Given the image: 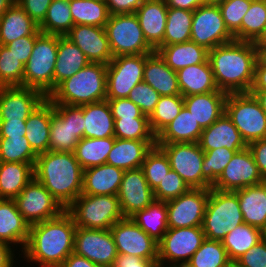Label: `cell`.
Listing matches in <instances>:
<instances>
[{
  "label": "cell",
  "mask_w": 266,
  "mask_h": 267,
  "mask_svg": "<svg viewBox=\"0 0 266 267\" xmlns=\"http://www.w3.org/2000/svg\"><path fill=\"white\" fill-rule=\"evenodd\" d=\"M80 140L71 128V105L51 102L49 151L74 152Z\"/></svg>",
  "instance_id": "cell-24"
},
{
  "label": "cell",
  "mask_w": 266,
  "mask_h": 267,
  "mask_svg": "<svg viewBox=\"0 0 266 267\" xmlns=\"http://www.w3.org/2000/svg\"><path fill=\"white\" fill-rule=\"evenodd\" d=\"M146 54L119 55L107 64L106 99L127 98L143 81Z\"/></svg>",
  "instance_id": "cell-12"
},
{
  "label": "cell",
  "mask_w": 266,
  "mask_h": 267,
  "mask_svg": "<svg viewBox=\"0 0 266 267\" xmlns=\"http://www.w3.org/2000/svg\"><path fill=\"white\" fill-rule=\"evenodd\" d=\"M198 144L203 151L220 147L242 150L248 146L226 113H223L209 127L203 129Z\"/></svg>",
  "instance_id": "cell-23"
},
{
  "label": "cell",
  "mask_w": 266,
  "mask_h": 267,
  "mask_svg": "<svg viewBox=\"0 0 266 267\" xmlns=\"http://www.w3.org/2000/svg\"><path fill=\"white\" fill-rule=\"evenodd\" d=\"M256 48V64L255 66L266 67V46H255Z\"/></svg>",
  "instance_id": "cell-69"
},
{
  "label": "cell",
  "mask_w": 266,
  "mask_h": 267,
  "mask_svg": "<svg viewBox=\"0 0 266 267\" xmlns=\"http://www.w3.org/2000/svg\"><path fill=\"white\" fill-rule=\"evenodd\" d=\"M252 0H226L218 5L225 25L235 40L240 41V27Z\"/></svg>",
  "instance_id": "cell-53"
},
{
  "label": "cell",
  "mask_w": 266,
  "mask_h": 267,
  "mask_svg": "<svg viewBox=\"0 0 266 267\" xmlns=\"http://www.w3.org/2000/svg\"><path fill=\"white\" fill-rule=\"evenodd\" d=\"M84 138L115 137L114 118L107 99L83 105Z\"/></svg>",
  "instance_id": "cell-36"
},
{
  "label": "cell",
  "mask_w": 266,
  "mask_h": 267,
  "mask_svg": "<svg viewBox=\"0 0 266 267\" xmlns=\"http://www.w3.org/2000/svg\"><path fill=\"white\" fill-rule=\"evenodd\" d=\"M114 119L148 118L140 108L128 98L107 99Z\"/></svg>",
  "instance_id": "cell-56"
},
{
  "label": "cell",
  "mask_w": 266,
  "mask_h": 267,
  "mask_svg": "<svg viewBox=\"0 0 266 267\" xmlns=\"http://www.w3.org/2000/svg\"><path fill=\"white\" fill-rule=\"evenodd\" d=\"M53 0H16L18 5L38 25L44 20L47 10Z\"/></svg>",
  "instance_id": "cell-59"
},
{
  "label": "cell",
  "mask_w": 266,
  "mask_h": 267,
  "mask_svg": "<svg viewBox=\"0 0 266 267\" xmlns=\"http://www.w3.org/2000/svg\"><path fill=\"white\" fill-rule=\"evenodd\" d=\"M190 189L176 171L170 170L153 193L155 200L167 202L185 194Z\"/></svg>",
  "instance_id": "cell-54"
},
{
  "label": "cell",
  "mask_w": 266,
  "mask_h": 267,
  "mask_svg": "<svg viewBox=\"0 0 266 267\" xmlns=\"http://www.w3.org/2000/svg\"><path fill=\"white\" fill-rule=\"evenodd\" d=\"M127 98L136 104L144 115L149 117L159 101L160 94L142 81L130 91Z\"/></svg>",
  "instance_id": "cell-55"
},
{
  "label": "cell",
  "mask_w": 266,
  "mask_h": 267,
  "mask_svg": "<svg viewBox=\"0 0 266 267\" xmlns=\"http://www.w3.org/2000/svg\"><path fill=\"white\" fill-rule=\"evenodd\" d=\"M145 0H105L110 15L135 13Z\"/></svg>",
  "instance_id": "cell-62"
},
{
  "label": "cell",
  "mask_w": 266,
  "mask_h": 267,
  "mask_svg": "<svg viewBox=\"0 0 266 267\" xmlns=\"http://www.w3.org/2000/svg\"><path fill=\"white\" fill-rule=\"evenodd\" d=\"M26 120H0V137H23Z\"/></svg>",
  "instance_id": "cell-63"
},
{
  "label": "cell",
  "mask_w": 266,
  "mask_h": 267,
  "mask_svg": "<svg viewBox=\"0 0 266 267\" xmlns=\"http://www.w3.org/2000/svg\"><path fill=\"white\" fill-rule=\"evenodd\" d=\"M35 163L0 162V199H15L34 178Z\"/></svg>",
  "instance_id": "cell-35"
},
{
  "label": "cell",
  "mask_w": 266,
  "mask_h": 267,
  "mask_svg": "<svg viewBox=\"0 0 266 267\" xmlns=\"http://www.w3.org/2000/svg\"><path fill=\"white\" fill-rule=\"evenodd\" d=\"M65 210L76 226L86 229H110L125 218L117 195L80 194Z\"/></svg>",
  "instance_id": "cell-5"
},
{
  "label": "cell",
  "mask_w": 266,
  "mask_h": 267,
  "mask_svg": "<svg viewBox=\"0 0 266 267\" xmlns=\"http://www.w3.org/2000/svg\"><path fill=\"white\" fill-rule=\"evenodd\" d=\"M60 267H101L89 259L72 252Z\"/></svg>",
  "instance_id": "cell-65"
},
{
  "label": "cell",
  "mask_w": 266,
  "mask_h": 267,
  "mask_svg": "<svg viewBox=\"0 0 266 267\" xmlns=\"http://www.w3.org/2000/svg\"><path fill=\"white\" fill-rule=\"evenodd\" d=\"M83 172L73 152L47 151L34 165V177L64 209L82 194Z\"/></svg>",
  "instance_id": "cell-3"
},
{
  "label": "cell",
  "mask_w": 266,
  "mask_h": 267,
  "mask_svg": "<svg viewBox=\"0 0 266 267\" xmlns=\"http://www.w3.org/2000/svg\"><path fill=\"white\" fill-rule=\"evenodd\" d=\"M39 35L40 34H32L29 36L21 37L5 46L18 58L21 63L25 65L28 62L29 57L31 56L36 38Z\"/></svg>",
  "instance_id": "cell-58"
},
{
  "label": "cell",
  "mask_w": 266,
  "mask_h": 267,
  "mask_svg": "<svg viewBox=\"0 0 266 267\" xmlns=\"http://www.w3.org/2000/svg\"><path fill=\"white\" fill-rule=\"evenodd\" d=\"M30 225L18 211L14 199H0V241L16 247L22 252L29 238ZM13 244V245H12Z\"/></svg>",
  "instance_id": "cell-26"
},
{
  "label": "cell",
  "mask_w": 266,
  "mask_h": 267,
  "mask_svg": "<svg viewBox=\"0 0 266 267\" xmlns=\"http://www.w3.org/2000/svg\"><path fill=\"white\" fill-rule=\"evenodd\" d=\"M51 101L46 98L26 119L25 137L33 151L39 155L49 151Z\"/></svg>",
  "instance_id": "cell-30"
},
{
  "label": "cell",
  "mask_w": 266,
  "mask_h": 267,
  "mask_svg": "<svg viewBox=\"0 0 266 267\" xmlns=\"http://www.w3.org/2000/svg\"><path fill=\"white\" fill-rule=\"evenodd\" d=\"M233 40L218 6L203 4L193 11L191 41L210 50Z\"/></svg>",
  "instance_id": "cell-14"
},
{
  "label": "cell",
  "mask_w": 266,
  "mask_h": 267,
  "mask_svg": "<svg viewBox=\"0 0 266 267\" xmlns=\"http://www.w3.org/2000/svg\"><path fill=\"white\" fill-rule=\"evenodd\" d=\"M263 239V231L243 223L226 235L222 240L229 260L234 263L240 256Z\"/></svg>",
  "instance_id": "cell-39"
},
{
  "label": "cell",
  "mask_w": 266,
  "mask_h": 267,
  "mask_svg": "<svg viewBox=\"0 0 266 267\" xmlns=\"http://www.w3.org/2000/svg\"><path fill=\"white\" fill-rule=\"evenodd\" d=\"M205 239L202 226L168 228L158 243L160 267H184Z\"/></svg>",
  "instance_id": "cell-10"
},
{
  "label": "cell",
  "mask_w": 266,
  "mask_h": 267,
  "mask_svg": "<svg viewBox=\"0 0 266 267\" xmlns=\"http://www.w3.org/2000/svg\"><path fill=\"white\" fill-rule=\"evenodd\" d=\"M263 238L266 240V229L263 231Z\"/></svg>",
  "instance_id": "cell-76"
},
{
  "label": "cell",
  "mask_w": 266,
  "mask_h": 267,
  "mask_svg": "<svg viewBox=\"0 0 266 267\" xmlns=\"http://www.w3.org/2000/svg\"><path fill=\"white\" fill-rule=\"evenodd\" d=\"M157 52L165 60L166 64L173 70L178 71L204 63L208 59V50L194 41L161 46Z\"/></svg>",
  "instance_id": "cell-37"
},
{
  "label": "cell",
  "mask_w": 266,
  "mask_h": 267,
  "mask_svg": "<svg viewBox=\"0 0 266 267\" xmlns=\"http://www.w3.org/2000/svg\"><path fill=\"white\" fill-rule=\"evenodd\" d=\"M141 169L148 185L154 191L171 167L166 154L158 146H154L146 154Z\"/></svg>",
  "instance_id": "cell-50"
},
{
  "label": "cell",
  "mask_w": 266,
  "mask_h": 267,
  "mask_svg": "<svg viewBox=\"0 0 266 267\" xmlns=\"http://www.w3.org/2000/svg\"><path fill=\"white\" fill-rule=\"evenodd\" d=\"M156 146V141L126 140L116 138L106 163L124 171L140 168L146 154Z\"/></svg>",
  "instance_id": "cell-29"
},
{
  "label": "cell",
  "mask_w": 266,
  "mask_h": 267,
  "mask_svg": "<svg viewBox=\"0 0 266 267\" xmlns=\"http://www.w3.org/2000/svg\"><path fill=\"white\" fill-rule=\"evenodd\" d=\"M143 81L160 96L181 95L177 73L173 71L157 51L146 54Z\"/></svg>",
  "instance_id": "cell-28"
},
{
  "label": "cell",
  "mask_w": 266,
  "mask_h": 267,
  "mask_svg": "<svg viewBox=\"0 0 266 267\" xmlns=\"http://www.w3.org/2000/svg\"><path fill=\"white\" fill-rule=\"evenodd\" d=\"M227 93L217 90L210 93L196 94L183 97L184 106L191 112L202 129L209 127L223 113Z\"/></svg>",
  "instance_id": "cell-27"
},
{
  "label": "cell",
  "mask_w": 266,
  "mask_h": 267,
  "mask_svg": "<svg viewBox=\"0 0 266 267\" xmlns=\"http://www.w3.org/2000/svg\"><path fill=\"white\" fill-rule=\"evenodd\" d=\"M23 76L24 64L5 45H0V87H23Z\"/></svg>",
  "instance_id": "cell-51"
},
{
  "label": "cell",
  "mask_w": 266,
  "mask_h": 267,
  "mask_svg": "<svg viewBox=\"0 0 266 267\" xmlns=\"http://www.w3.org/2000/svg\"><path fill=\"white\" fill-rule=\"evenodd\" d=\"M74 25L105 27L110 13L105 1L69 0Z\"/></svg>",
  "instance_id": "cell-42"
},
{
  "label": "cell",
  "mask_w": 266,
  "mask_h": 267,
  "mask_svg": "<svg viewBox=\"0 0 266 267\" xmlns=\"http://www.w3.org/2000/svg\"><path fill=\"white\" fill-rule=\"evenodd\" d=\"M184 106L182 95L160 96L154 111L149 118L151 131L157 136L174 118Z\"/></svg>",
  "instance_id": "cell-46"
},
{
  "label": "cell",
  "mask_w": 266,
  "mask_h": 267,
  "mask_svg": "<svg viewBox=\"0 0 266 267\" xmlns=\"http://www.w3.org/2000/svg\"><path fill=\"white\" fill-rule=\"evenodd\" d=\"M263 190L266 195V180H263L258 184Z\"/></svg>",
  "instance_id": "cell-74"
},
{
  "label": "cell",
  "mask_w": 266,
  "mask_h": 267,
  "mask_svg": "<svg viewBox=\"0 0 266 267\" xmlns=\"http://www.w3.org/2000/svg\"><path fill=\"white\" fill-rule=\"evenodd\" d=\"M203 129L183 106L180 113L157 136L156 143H195L198 142Z\"/></svg>",
  "instance_id": "cell-34"
},
{
  "label": "cell",
  "mask_w": 266,
  "mask_h": 267,
  "mask_svg": "<svg viewBox=\"0 0 266 267\" xmlns=\"http://www.w3.org/2000/svg\"><path fill=\"white\" fill-rule=\"evenodd\" d=\"M73 26L69 0H53L39 30L45 34L65 36Z\"/></svg>",
  "instance_id": "cell-43"
},
{
  "label": "cell",
  "mask_w": 266,
  "mask_h": 267,
  "mask_svg": "<svg viewBox=\"0 0 266 267\" xmlns=\"http://www.w3.org/2000/svg\"><path fill=\"white\" fill-rule=\"evenodd\" d=\"M239 200L244 223L266 229V195L259 185L248 186L233 191Z\"/></svg>",
  "instance_id": "cell-38"
},
{
  "label": "cell",
  "mask_w": 266,
  "mask_h": 267,
  "mask_svg": "<svg viewBox=\"0 0 266 267\" xmlns=\"http://www.w3.org/2000/svg\"><path fill=\"white\" fill-rule=\"evenodd\" d=\"M124 170L104 163L84 169L82 194L117 195Z\"/></svg>",
  "instance_id": "cell-25"
},
{
  "label": "cell",
  "mask_w": 266,
  "mask_h": 267,
  "mask_svg": "<svg viewBox=\"0 0 266 267\" xmlns=\"http://www.w3.org/2000/svg\"><path fill=\"white\" fill-rule=\"evenodd\" d=\"M41 33L39 25L17 2L0 17V45H7L21 37Z\"/></svg>",
  "instance_id": "cell-31"
},
{
  "label": "cell",
  "mask_w": 266,
  "mask_h": 267,
  "mask_svg": "<svg viewBox=\"0 0 266 267\" xmlns=\"http://www.w3.org/2000/svg\"><path fill=\"white\" fill-rule=\"evenodd\" d=\"M250 93L254 95L261 108L266 113V90H250Z\"/></svg>",
  "instance_id": "cell-70"
},
{
  "label": "cell",
  "mask_w": 266,
  "mask_h": 267,
  "mask_svg": "<svg viewBox=\"0 0 266 267\" xmlns=\"http://www.w3.org/2000/svg\"><path fill=\"white\" fill-rule=\"evenodd\" d=\"M251 90H266V67L255 66L254 82Z\"/></svg>",
  "instance_id": "cell-68"
},
{
  "label": "cell",
  "mask_w": 266,
  "mask_h": 267,
  "mask_svg": "<svg viewBox=\"0 0 266 267\" xmlns=\"http://www.w3.org/2000/svg\"><path fill=\"white\" fill-rule=\"evenodd\" d=\"M76 225L64 210L58 217L29 227V238L23 250L25 261L39 267H60L73 252Z\"/></svg>",
  "instance_id": "cell-1"
},
{
  "label": "cell",
  "mask_w": 266,
  "mask_h": 267,
  "mask_svg": "<svg viewBox=\"0 0 266 267\" xmlns=\"http://www.w3.org/2000/svg\"><path fill=\"white\" fill-rule=\"evenodd\" d=\"M168 157L171 170L194 189H208L212 185L202 175L204 151L195 143H156Z\"/></svg>",
  "instance_id": "cell-11"
},
{
  "label": "cell",
  "mask_w": 266,
  "mask_h": 267,
  "mask_svg": "<svg viewBox=\"0 0 266 267\" xmlns=\"http://www.w3.org/2000/svg\"><path fill=\"white\" fill-rule=\"evenodd\" d=\"M58 35L41 33L24 65L23 87L39 90L46 98L54 91Z\"/></svg>",
  "instance_id": "cell-7"
},
{
  "label": "cell",
  "mask_w": 266,
  "mask_h": 267,
  "mask_svg": "<svg viewBox=\"0 0 266 267\" xmlns=\"http://www.w3.org/2000/svg\"><path fill=\"white\" fill-rule=\"evenodd\" d=\"M210 188H191L185 194L166 202L168 228L202 226Z\"/></svg>",
  "instance_id": "cell-17"
},
{
  "label": "cell",
  "mask_w": 266,
  "mask_h": 267,
  "mask_svg": "<svg viewBox=\"0 0 266 267\" xmlns=\"http://www.w3.org/2000/svg\"><path fill=\"white\" fill-rule=\"evenodd\" d=\"M167 10L165 0H145L135 11L144 37L155 51L164 46Z\"/></svg>",
  "instance_id": "cell-22"
},
{
  "label": "cell",
  "mask_w": 266,
  "mask_h": 267,
  "mask_svg": "<svg viewBox=\"0 0 266 267\" xmlns=\"http://www.w3.org/2000/svg\"><path fill=\"white\" fill-rule=\"evenodd\" d=\"M71 128L80 139L84 137L83 106L71 105Z\"/></svg>",
  "instance_id": "cell-64"
},
{
  "label": "cell",
  "mask_w": 266,
  "mask_h": 267,
  "mask_svg": "<svg viewBox=\"0 0 266 267\" xmlns=\"http://www.w3.org/2000/svg\"><path fill=\"white\" fill-rule=\"evenodd\" d=\"M107 65L90 62L48 96L53 104L83 106L106 99Z\"/></svg>",
  "instance_id": "cell-4"
},
{
  "label": "cell",
  "mask_w": 266,
  "mask_h": 267,
  "mask_svg": "<svg viewBox=\"0 0 266 267\" xmlns=\"http://www.w3.org/2000/svg\"><path fill=\"white\" fill-rule=\"evenodd\" d=\"M266 26V0H252L240 27V41L254 42Z\"/></svg>",
  "instance_id": "cell-48"
},
{
  "label": "cell",
  "mask_w": 266,
  "mask_h": 267,
  "mask_svg": "<svg viewBox=\"0 0 266 267\" xmlns=\"http://www.w3.org/2000/svg\"><path fill=\"white\" fill-rule=\"evenodd\" d=\"M14 201L18 211L29 225L56 218L65 210L35 177Z\"/></svg>",
  "instance_id": "cell-13"
},
{
  "label": "cell",
  "mask_w": 266,
  "mask_h": 267,
  "mask_svg": "<svg viewBox=\"0 0 266 267\" xmlns=\"http://www.w3.org/2000/svg\"><path fill=\"white\" fill-rule=\"evenodd\" d=\"M231 263L222 241L206 238L184 267H228Z\"/></svg>",
  "instance_id": "cell-45"
},
{
  "label": "cell",
  "mask_w": 266,
  "mask_h": 267,
  "mask_svg": "<svg viewBox=\"0 0 266 267\" xmlns=\"http://www.w3.org/2000/svg\"><path fill=\"white\" fill-rule=\"evenodd\" d=\"M90 61L66 36L58 35L57 60L54 69V89L65 79L72 77Z\"/></svg>",
  "instance_id": "cell-33"
},
{
  "label": "cell",
  "mask_w": 266,
  "mask_h": 267,
  "mask_svg": "<svg viewBox=\"0 0 266 267\" xmlns=\"http://www.w3.org/2000/svg\"><path fill=\"white\" fill-rule=\"evenodd\" d=\"M65 36L77 45L92 63L107 65L113 59L105 27L74 25Z\"/></svg>",
  "instance_id": "cell-21"
},
{
  "label": "cell",
  "mask_w": 266,
  "mask_h": 267,
  "mask_svg": "<svg viewBox=\"0 0 266 267\" xmlns=\"http://www.w3.org/2000/svg\"><path fill=\"white\" fill-rule=\"evenodd\" d=\"M167 7L194 11L204 4L203 0H165Z\"/></svg>",
  "instance_id": "cell-67"
},
{
  "label": "cell",
  "mask_w": 266,
  "mask_h": 267,
  "mask_svg": "<svg viewBox=\"0 0 266 267\" xmlns=\"http://www.w3.org/2000/svg\"><path fill=\"white\" fill-rule=\"evenodd\" d=\"M243 223L237 195L210 188L202 224L206 238L222 241L229 231Z\"/></svg>",
  "instance_id": "cell-6"
},
{
  "label": "cell",
  "mask_w": 266,
  "mask_h": 267,
  "mask_svg": "<svg viewBox=\"0 0 266 267\" xmlns=\"http://www.w3.org/2000/svg\"><path fill=\"white\" fill-rule=\"evenodd\" d=\"M247 147L253 155L261 178L266 180V139L253 141Z\"/></svg>",
  "instance_id": "cell-60"
},
{
  "label": "cell",
  "mask_w": 266,
  "mask_h": 267,
  "mask_svg": "<svg viewBox=\"0 0 266 267\" xmlns=\"http://www.w3.org/2000/svg\"><path fill=\"white\" fill-rule=\"evenodd\" d=\"M253 44L254 46H266V26Z\"/></svg>",
  "instance_id": "cell-72"
},
{
  "label": "cell",
  "mask_w": 266,
  "mask_h": 267,
  "mask_svg": "<svg viewBox=\"0 0 266 267\" xmlns=\"http://www.w3.org/2000/svg\"><path fill=\"white\" fill-rule=\"evenodd\" d=\"M118 254L146 260H158V242L151 238L131 218H123L110 227Z\"/></svg>",
  "instance_id": "cell-15"
},
{
  "label": "cell",
  "mask_w": 266,
  "mask_h": 267,
  "mask_svg": "<svg viewBox=\"0 0 266 267\" xmlns=\"http://www.w3.org/2000/svg\"><path fill=\"white\" fill-rule=\"evenodd\" d=\"M131 219L156 242H160L168 230L166 202L154 200L138 211Z\"/></svg>",
  "instance_id": "cell-40"
},
{
  "label": "cell",
  "mask_w": 266,
  "mask_h": 267,
  "mask_svg": "<svg viewBox=\"0 0 266 267\" xmlns=\"http://www.w3.org/2000/svg\"><path fill=\"white\" fill-rule=\"evenodd\" d=\"M117 196L125 218H131L155 200L141 167L124 171Z\"/></svg>",
  "instance_id": "cell-19"
},
{
  "label": "cell",
  "mask_w": 266,
  "mask_h": 267,
  "mask_svg": "<svg viewBox=\"0 0 266 267\" xmlns=\"http://www.w3.org/2000/svg\"><path fill=\"white\" fill-rule=\"evenodd\" d=\"M225 113L247 145L266 139V113L250 92L228 94Z\"/></svg>",
  "instance_id": "cell-8"
},
{
  "label": "cell",
  "mask_w": 266,
  "mask_h": 267,
  "mask_svg": "<svg viewBox=\"0 0 266 267\" xmlns=\"http://www.w3.org/2000/svg\"><path fill=\"white\" fill-rule=\"evenodd\" d=\"M234 263L238 267H266V240H260Z\"/></svg>",
  "instance_id": "cell-57"
},
{
  "label": "cell",
  "mask_w": 266,
  "mask_h": 267,
  "mask_svg": "<svg viewBox=\"0 0 266 267\" xmlns=\"http://www.w3.org/2000/svg\"><path fill=\"white\" fill-rule=\"evenodd\" d=\"M111 267H160L158 260H146L127 254H118Z\"/></svg>",
  "instance_id": "cell-61"
},
{
  "label": "cell",
  "mask_w": 266,
  "mask_h": 267,
  "mask_svg": "<svg viewBox=\"0 0 266 267\" xmlns=\"http://www.w3.org/2000/svg\"><path fill=\"white\" fill-rule=\"evenodd\" d=\"M192 20L193 11L168 7L164 46L190 41Z\"/></svg>",
  "instance_id": "cell-44"
},
{
  "label": "cell",
  "mask_w": 266,
  "mask_h": 267,
  "mask_svg": "<svg viewBox=\"0 0 266 267\" xmlns=\"http://www.w3.org/2000/svg\"><path fill=\"white\" fill-rule=\"evenodd\" d=\"M16 2V0H0V17Z\"/></svg>",
  "instance_id": "cell-71"
},
{
  "label": "cell",
  "mask_w": 266,
  "mask_h": 267,
  "mask_svg": "<svg viewBox=\"0 0 266 267\" xmlns=\"http://www.w3.org/2000/svg\"><path fill=\"white\" fill-rule=\"evenodd\" d=\"M203 1H204V4L218 6L222 4L223 2H225L226 0H203Z\"/></svg>",
  "instance_id": "cell-73"
},
{
  "label": "cell",
  "mask_w": 266,
  "mask_h": 267,
  "mask_svg": "<svg viewBox=\"0 0 266 267\" xmlns=\"http://www.w3.org/2000/svg\"><path fill=\"white\" fill-rule=\"evenodd\" d=\"M45 99L36 89L0 87V120H26Z\"/></svg>",
  "instance_id": "cell-20"
},
{
  "label": "cell",
  "mask_w": 266,
  "mask_h": 267,
  "mask_svg": "<svg viewBox=\"0 0 266 267\" xmlns=\"http://www.w3.org/2000/svg\"><path fill=\"white\" fill-rule=\"evenodd\" d=\"M237 151L240 150H230L226 147L204 151V160L201 167L203 177L213 185Z\"/></svg>",
  "instance_id": "cell-52"
},
{
  "label": "cell",
  "mask_w": 266,
  "mask_h": 267,
  "mask_svg": "<svg viewBox=\"0 0 266 267\" xmlns=\"http://www.w3.org/2000/svg\"><path fill=\"white\" fill-rule=\"evenodd\" d=\"M37 154L25 137H0V162L35 163Z\"/></svg>",
  "instance_id": "cell-47"
},
{
  "label": "cell",
  "mask_w": 266,
  "mask_h": 267,
  "mask_svg": "<svg viewBox=\"0 0 266 267\" xmlns=\"http://www.w3.org/2000/svg\"><path fill=\"white\" fill-rule=\"evenodd\" d=\"M115 138L126 140L156 141L151 131L149 118L114 119Z\"/></svg>",
  "instance_id": "cell-49"
},
{
  "label": "cell",
  "mask_w": 266,
  "mask_h": 267,
  "mask_svg": "<svg viewBox=\"0 0 266 267\" xmlns=\"http://www.w3.org/2000/svg\"><path fill=\"white\" fill-rule=\"evenodd\" d=\"M215 84L227 94L250 92L255 73L253 42L233 40L208 50Z\"/></svg>",
  "instance_id": "cell-2"
},
{
  "label": "cell",
  "mask_w": 266,
  "mask_h": 267,
  "mask_svg": "<svg viewBox=\"0 0 266 267\" xmlns=\"http://www.w3.org/2000/svg\"><path fill=\"white\" fill-rule=\"evenodd\" d=\"M105 30L113 57L155 52L147 43L135 13L110 15Z\"/></svg>",
  "instance_id": "cell-9"
},
{
  "label": "cell",
  "mask_w": 266,
  "mask_h": 267,
  "mask_svg": "<svg viewBox=\"0 0 266 267\" xmlns=\"http://www.w3.org/2000/svg\"><path fill=\"white\" fill-rule=\"evenodd\" d=\"M73 252L101 267H111L118 253L110 229L76 226Z\"/></svg>",
  "instance_id": "cell-16"
},
{
  "label": "cell",
  "mask_w": 266,
  "mask_h": 267,
  "mask_svg": "<svg viewBox=\"0 0 266 267\" xmlns=\"http://www.w3.org/2000/svg\"><path fill=\"white\" fill-rule=\"evenodd\" d=\"M115 137L82 138L73 152L83 169L106 163L108 154L113 147Z\"/></svg>",
  "instance_id": "cell-41"
},
{
  "label": "cell",
  "mask_w": 266,
  "mask_h": 267,
  "mask_svg": "<svg viewBox=\"0 0 266 267\" xmlns=\"http://www.w3.org/2000/svg\"><path fill=\"white\" fill-rule=\"evenodd\" d=\"M178 87L183 97L217 91L209 60L187 66L177 72Z\"/></svg>",
  "instance_id": "cell-32"
},
{
  "label": "cell",
  "mask_w": 266,
  "mask_h": 267,
  "mask_svg": "<svg viewBox=\"0 0 266 267\" xmlns=\"http://www.w3.org/2000/svg\"><path fill=\"white\" fill-rule=\"evenodd\" d=\"M262 181L253 155L248 147L235 152L222 174L211 188L220 191H236Z\"/></svg>",
  "instance_id": "cell-18"
},
{
  "label": "cell",
  "mask_w": 266,
  "mask_h": 267,
  "mask_svg": "<svg viewBox=\"0 0 266 267\" xmlns=\"http://www.w3.org/2000/svg\"><path fill=\"white\" fill-rule=\"evenodd\" d=\"M14 251V247L0 241V267H15L13 266L14 262L16 263Z\"/></svg>",
  "instance_id": "cell-66"
},
{
  "label": "cell",
  "mask_w": 266,
  "mask_h": 267,
  "mask_svg": "<svg viewBox=\"0 0 266 267\" xmlns=\"http://www.w3.org/2000/svg\"><path fill=\"white\" fill-rule=\"evenodd\" d=\"M228 267H238L235 263H231Z\"/></svg>",
  "instance_id": "cell-75"
}]
</instances>
